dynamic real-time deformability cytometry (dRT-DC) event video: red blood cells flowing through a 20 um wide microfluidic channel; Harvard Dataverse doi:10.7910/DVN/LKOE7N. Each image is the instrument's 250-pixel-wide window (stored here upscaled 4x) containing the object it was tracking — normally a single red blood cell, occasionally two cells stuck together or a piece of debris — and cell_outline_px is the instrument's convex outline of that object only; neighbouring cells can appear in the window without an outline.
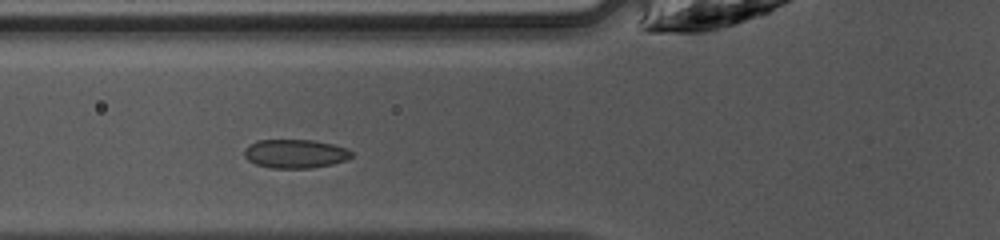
{"species": "common noctule bat (a hibernating species)", "species_latin": "Nyctalus noctula", "temperature_condition": "warm", "stored_images_in_passage": 26, "camera_frame_rate_fps": 3000, "um_per_image_px": 0.085, "animal": {"sex": "female", "body_mass_g": 10.0, "forearm_length_mm": 53.1}, "frame": {"image": 1, "passage_image": 4, "time_ms": 1.0, "image_size_px": [1000, 240], "cell_outline_px": [[352, 156], [348, 160], [332, 164], [312, 168], [272, 168], [256, 164], [248, 160], [244, 156], [244, 148], [248, 144], [256, 140], [312, 140], [332, 144], [348, 148], [352, 152]], "centroid_in_image_um": [25.09, 13.06], "position_along_channel_um": 100.7, "area_um2": 18.15}}
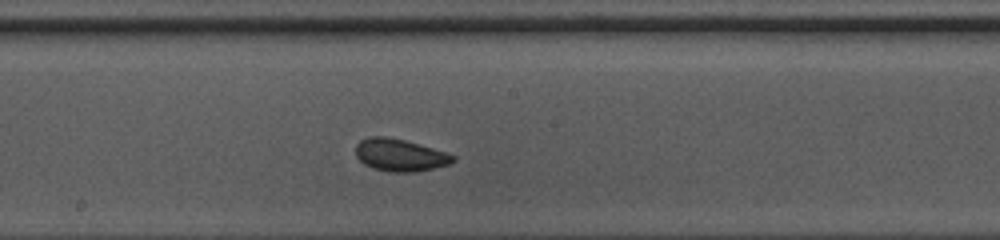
{"frame": {"image": 2, "passage_image": 12, "time_ms": 3.667, "image_size_px": [1000, 240], "cell_outline_px": [[456, 160], [448, 164], [416, 172], [388, 172], [372, 168], [364, 164], [356, 156], [356, 144], [360, 140], [368, 136], [384, 136], [404, 140], [448, 152], [456, 156]], "centroid_in_image_um": [33.99, 13.18], "position_along_channel_um": 214.2, "area_um2": 18.44}}
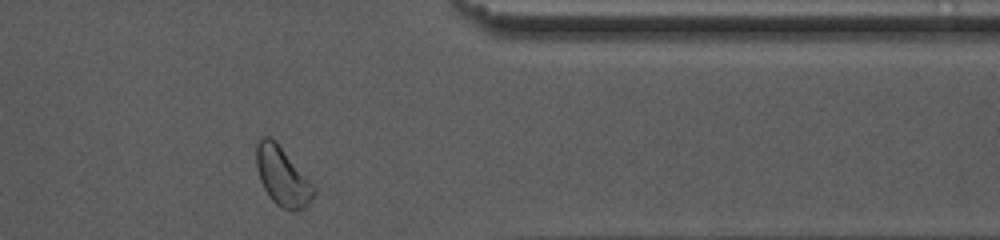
{"frame": {"image": 3, "passage_image": 25, "time_ms": 8.0, "image_size_px": [1000, 240], "cell_outline_px": [[316, 192], [308, 204], [304, 208], [292, 212], [276, 204], [268, 196], [260, 180], [256, 168], [256, 140], [260, 136], [272, 136], [276, 140], [316, 188]], "centroid_in_image_um": [23.98, 14.96], "position_along_channel_um": 387.4, "area_um2": 19.94}, "authors_computed_cell_mechanics": {"area_um2": 17.8891, "velocity_mm_per_s": 4.2442, "shape_relaxation_time_tau1_ms": 4.9643, "shape_relaxation_time_tau2_ms": 1.8371, "deformation_change_tau1": 0.1128, "deformation_change_tau2": 0.0575}}